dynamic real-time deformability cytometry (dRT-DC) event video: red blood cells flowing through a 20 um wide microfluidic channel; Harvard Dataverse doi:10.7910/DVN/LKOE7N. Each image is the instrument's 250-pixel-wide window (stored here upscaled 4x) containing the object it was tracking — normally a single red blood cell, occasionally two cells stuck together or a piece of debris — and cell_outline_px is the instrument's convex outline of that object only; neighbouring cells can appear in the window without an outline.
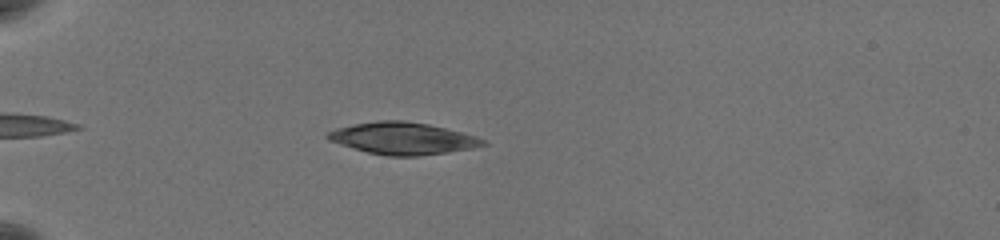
{"species": "common noctule bat (a hibernating species)", "species_latin": "Nyctalus noctula", "temperature_condition": "warm", "stored_images_in_passage": 49, "camera_frame_rate_fps": 3000, "um_per_image_px": 0.085, "animal": {"sex": "female", "body_mass_g": 19.5, "forearm_length_mm": 54.1}, "frame": {"image": 1, "passage_image": 9, "time_ms": 2.667, "image_size_px": [1000, 240], "cell_outline_px": [[488, 144], [468, 148], [444, 152], [416, 156], [388, 156], [368, 152], [328, 140], [324, 136], [328, 132], [336, 128], [356, 124], [380, 120], [400, 120], [428, 124], [476, 136], [488, 140]], "centroid_in_image_um": [34.22, 11.75], "position_along_channel_um": 50.8, "area_um2": 28.44}}
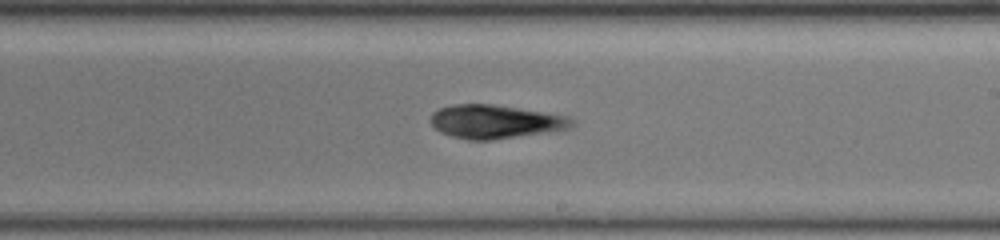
{"frame": {"image": 2, "passage_image": 28, "time_ms": 9.0, "image_size_px": [1000, 240], "cell_outline_px": [[572, 124], [568, 128], [492, 140], [468, 140], [452, 136], [440, 132], [432, 124], [432, 112], [440, 108], [452, 104], [492, 104], [564, 116], [572, 120]], "centroid_in_image_um": [41.99, 10.34], "position_along_channel_um": 247.0, "area_um2": 26.82}}
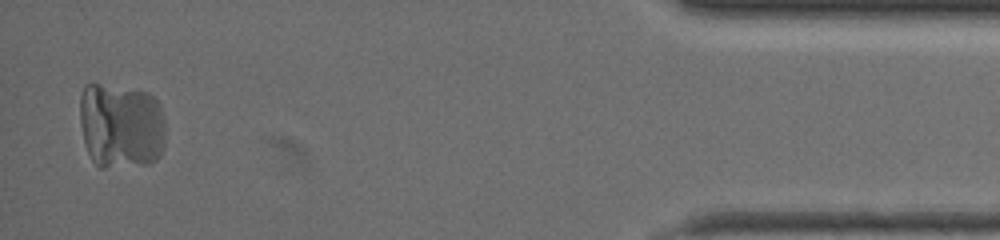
{"frame": {"image": 3, "passage_image": 48, "time_ms": 15.667, "image_size_px": [1000, 240], "cell_outline_px": [[164, 148], [160, 156], [152, 164], [104, 168], [100, 168], [92, 160], [84, 144], [80, 124], [80, 96], [84, 84], [100, 84], [148, 92], [156, 100], [160, 108], [164, 120]], "centroid_in_image_um": [10.27, 10.71], "position_along_channel_um": 424.9, "area_um2": 43.52}, "authors_computed_cell_mechanics": {"area_um2": 28.5532, "velocity_mm_per_s": 3.6438, "shape_relaxation_time_tau1_ms": 1.3968, "shape_relaxation_time_tau2_ms": null, "deformation_change_tau1": 0.1496, "deformation_change_tau2": null}}